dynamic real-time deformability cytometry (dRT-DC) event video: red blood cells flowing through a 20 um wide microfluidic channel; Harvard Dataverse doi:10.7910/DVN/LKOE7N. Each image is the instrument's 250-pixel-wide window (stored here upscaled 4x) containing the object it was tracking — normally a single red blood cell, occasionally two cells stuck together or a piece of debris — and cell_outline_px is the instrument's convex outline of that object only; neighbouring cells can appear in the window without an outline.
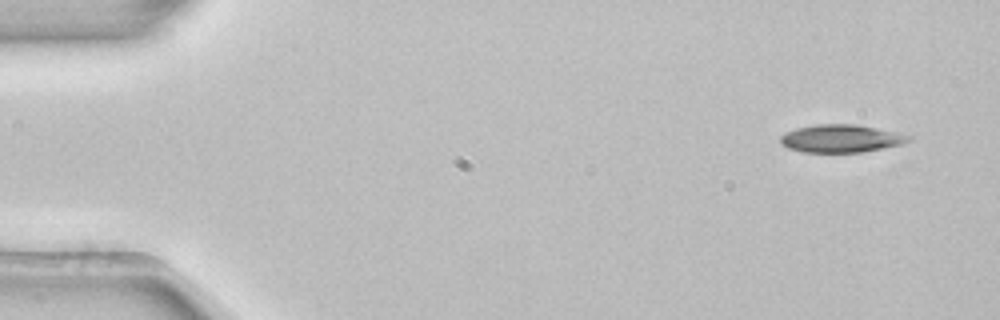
{"species": "common noctule bat (a hibernating species)", "species_latin": "Nyctalus noctula", "temperature_condition": "room temperature", "stored_images_in_passage": 3, "camera_frame_rate_fps": 3000, "um_per_image_px": 0.085, "animal": {"sex": "female", "body_mass_g": 22.7, "forearm_length_mm": 54.2}, "frame": {"image": 1, "passage_image": 1, "time_ms": 0.0, "image_size_px": [1000, 320], "cell_outline_px": [[912, 140], [904, 144], [860, 152], [804, 152], [788, 148], [780, 144], [780, 136], [796, 128], [816, 124], [856, 124], [876, 128], [912, 136]], "centroid_in_image_um": [71.49, 11.77], "position_along_channel_um": 13.5, "area_um2": 20.69}}
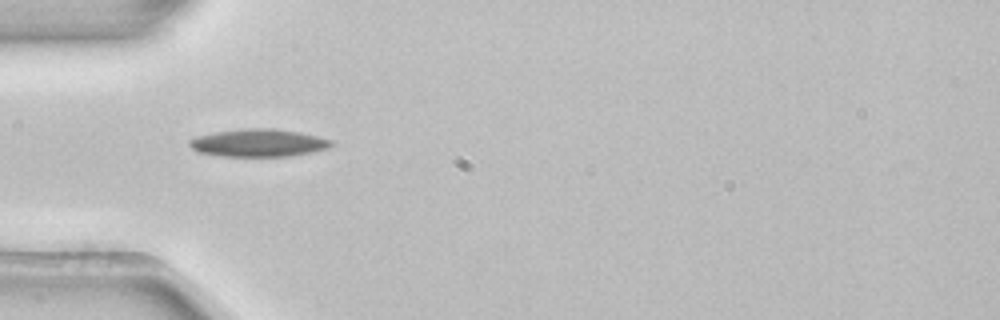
{"frame": {"image": 2, "passage_image": 3, "time_ms": 0.667, "image_size_px": [1000, 320], "cell_outline_px": [[336, 144], [328, 148], [312, 152], [292, 156], [220, 156], [196, 152], [188, 144], [188, 140], [196, 136], [216, 132], [244, 128], [272, 128], [300, 132], [332, 140]], "centroid_in_image_um": [21.97, 12.14], "position_along_channel_um": 63.0, "area_um2": 23.06}}